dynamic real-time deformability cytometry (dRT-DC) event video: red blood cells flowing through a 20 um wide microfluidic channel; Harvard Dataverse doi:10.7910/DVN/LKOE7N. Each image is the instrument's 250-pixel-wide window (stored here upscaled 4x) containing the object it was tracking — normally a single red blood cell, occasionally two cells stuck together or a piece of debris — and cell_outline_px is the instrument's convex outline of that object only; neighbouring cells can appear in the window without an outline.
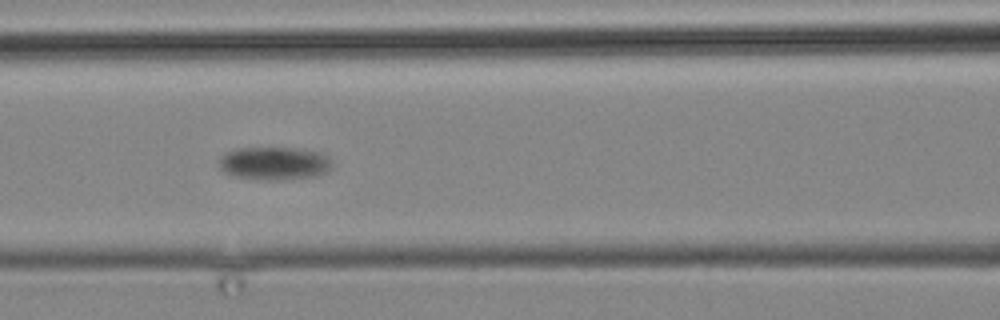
{"species": "common noctule bat (a hibernating species)", "species_latin": "Nyctalus noctula", "temperature_condition": "cold", "stored_images_in_passage": 9, "camera_frame_rate_fps": 3000, "um_per_image_px": 0.085, "animal": {"sex": "male", "body_mass_g": 19.2, "forearm_length_mm": 51.8}, "frame": {"image": 1, "passage_image": 8, "time_ms": 8.0, "image_size_px": [1000, 320], "cell_outline_px": [[332, 168], [316, 176], [276, 180], [264, 180], [236, 176], [224, 172], [220, 168], [220, 160], [228, 152], [236, 148], [300, 148], [324, 152], [332, 160]], "centroid_in_image_um": [23.39, 13.87], "position_along_channel_um": 143.2, "area_um2": 21.79}}
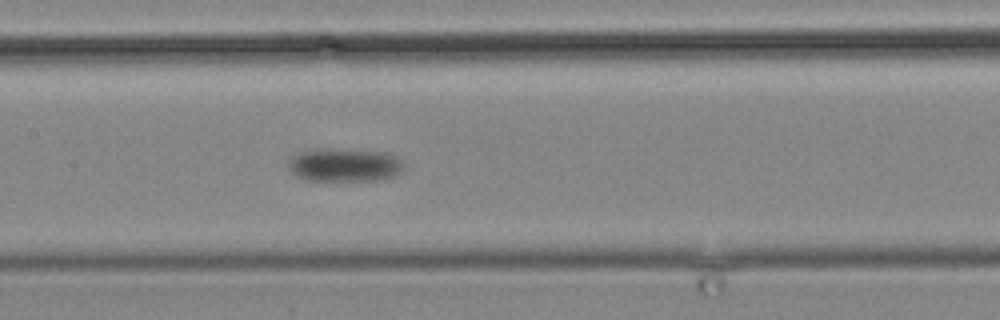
{"frame": {"image": 2, "passage_image": 9, "time_ms": 9.333, "image_size_px": [1000, 320], "cell_outline_px": [[404, 168], [396, 176], [384, 180], [308, 180], [296, 176], [292, 172], [288, 164], [292, 156], [300, 152], [332, 148], [384, 152], [396, 156], [404, 160]], "centroid_in_image_um": [29.36, 14.03], "position_along_channel_um": 178.0, "area_um2": 22.48}}